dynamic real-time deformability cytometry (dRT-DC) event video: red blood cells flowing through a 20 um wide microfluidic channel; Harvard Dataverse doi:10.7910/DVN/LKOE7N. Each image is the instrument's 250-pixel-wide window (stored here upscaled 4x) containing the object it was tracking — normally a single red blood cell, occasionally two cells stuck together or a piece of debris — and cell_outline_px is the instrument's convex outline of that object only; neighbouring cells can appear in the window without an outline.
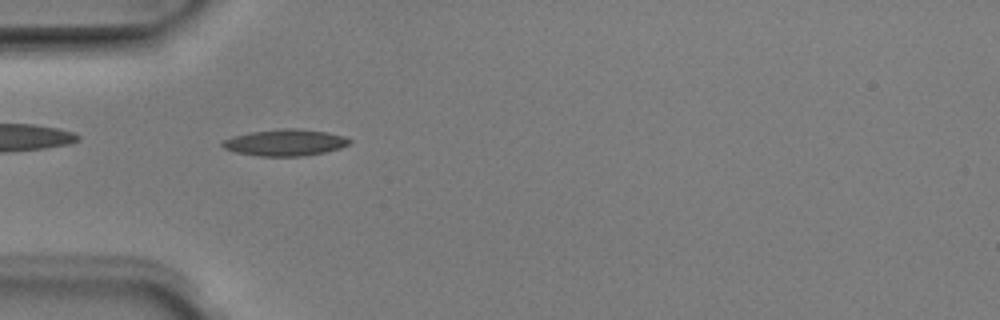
{"species": "Egyptian fruit bat (a non-hibernating species)", "species_latin": "Rousettus aegyptiacus", "temperature_condition": "room temperature", "stored_images_in_passage": 5, "camera_frame_rate_fps": 3000, "um_per_image_px": 0.085, "animal": {"sex": "male"}, "frame": {"image": 1, "passage_image": 4, "time_ms": 1.0, "image_size_px": [1000, 320], "cell_outline_px": [[352, 140], [348, 144], [340, 148], [324, 152], [304, 156], [256, 156], [236, 152], [224, 148], [220, 144], [220, 140], [232, 136], [248, 132], [284, 128], [296, 128], [328, 132], [344, 136]], "centroid_in_image_um": [24.19, 12.11], "position_along_channel_um": 60.8, "area_um2": 19.83}}
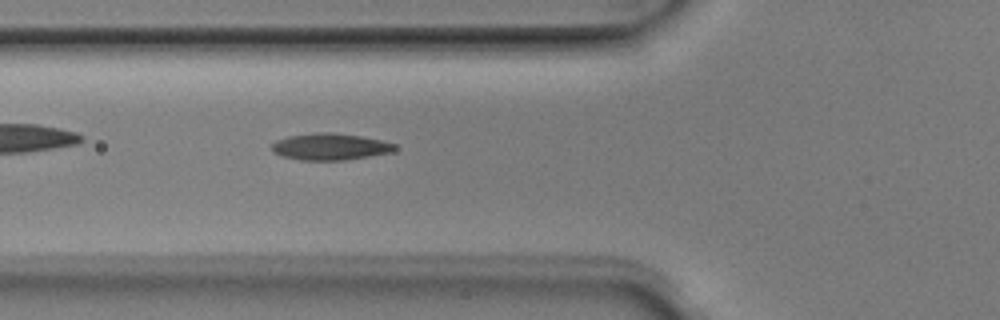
{"frame": {"image": 2, "passage_image": 5, "time_ms": 1.333, "image_size_px": [1000, 320], "cell_outline_px": [[396, 148], [392, 152], [344, 160], [300, 160], [280, 156], [272, 152], [272, 144], [276, 140], [288, 136], [316, 132], [328, 132], [360, 136], [380, 140], [396, 144]], "centroid_in_image_um": [28.01, 12.47], "position_along_channel_um": 97.8, "area_um2": 19.07}}